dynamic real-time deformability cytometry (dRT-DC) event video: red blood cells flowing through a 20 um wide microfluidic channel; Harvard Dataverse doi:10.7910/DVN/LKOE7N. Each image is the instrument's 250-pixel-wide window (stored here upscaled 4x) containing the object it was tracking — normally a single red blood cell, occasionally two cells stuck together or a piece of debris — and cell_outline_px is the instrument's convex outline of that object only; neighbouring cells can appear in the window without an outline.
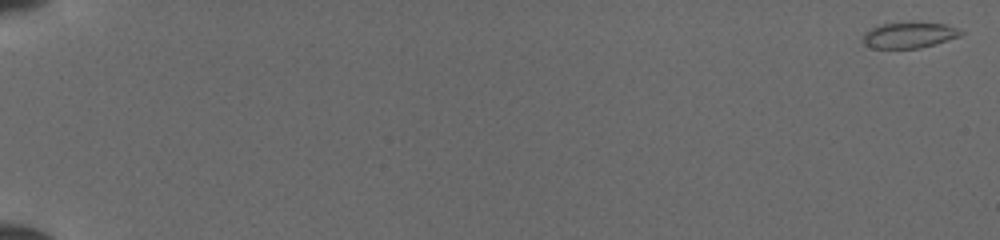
{"species": "common noctule bat (a hibernating species)", "species_latin": "Nyctalus noctula", "temperature_condition": "cold", "stored_images_in_passage": 44, "camera_frame_rate_fps": 3000, "um_per_image_px": 0.085, "animal": {"sex": "female", "body_mass_g": 19.5, "forearm_length_mm": 54.1}, "frame": {"image": 1, "passage_image": 1, "time_ms": 0.0, "image_size_px": [1000, 240], "cell_outline_px": [[964, 32], [960, 36], [948, 40], [920, 48], [872, 48], [864, 44], [860, 40], [864, 32], [880, 24], [944, 24], [956, 28]], "centroid_in_image_um": [77.22, 3.02], "position_along_channel_um": 7.8, "area_um2": 14.33}}
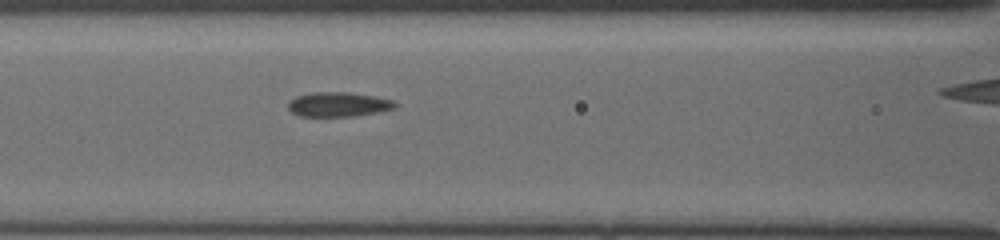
{"frame": {"image": 2, "passage_image": 25, "time_ms": 8.0, "image_size_px": [1000, 240], "cell_outline_px": [[396, 104], [392, 108], [376, 112], [356, 116], [300, 116], [292, 112], [288, 108], [288, 100], [296, 96], [312, 92], [348, 92], [376, 96], [392, 100]], "centroid_in_image_um": [28.7, 8.86], "position_along_channel_um": 137.9, "area_um2": 15.2}}
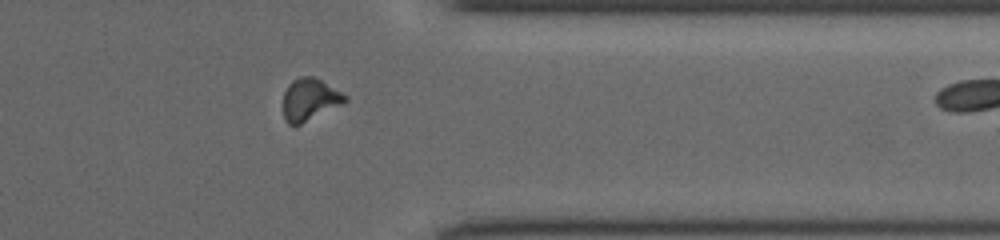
{"frame": {"image": 3, "passage_image": 43, "time_ms": 14.0, "image_size_px": [1000, 240], "cell_outline_px": [[348, 100], [344, 104], [300, 124], [288, 124], [284, 120], [284, 92], [288, 84], [292, 80], [300, 76], [312, 76], [320, 80], [348, 96]], "centroid_in_image_um": [26.33, 8.45], "position_along_channel_um": 385.1, "area_um2": 15.14}}